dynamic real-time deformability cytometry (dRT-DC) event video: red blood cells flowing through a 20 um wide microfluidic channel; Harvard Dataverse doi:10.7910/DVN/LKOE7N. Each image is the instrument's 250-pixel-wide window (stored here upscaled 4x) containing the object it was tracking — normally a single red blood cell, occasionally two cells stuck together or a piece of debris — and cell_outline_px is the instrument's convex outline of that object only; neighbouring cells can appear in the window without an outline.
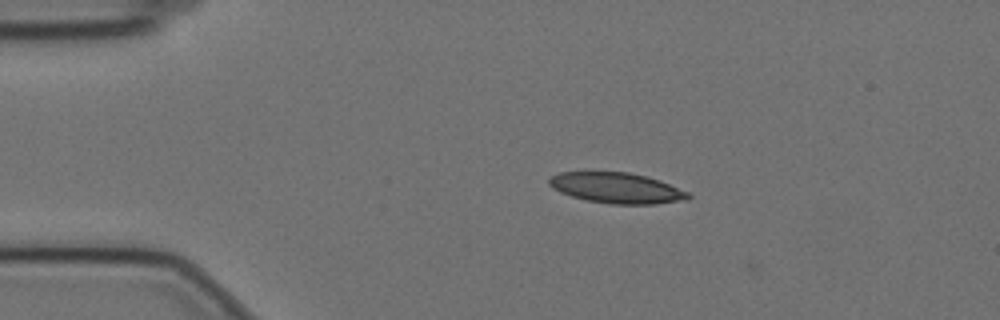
{"species": "Egyptian fruit bat (a non-hibernating species)", "species_latin": "Rousettus aegyptiacus", "temperature_condition": "cold", "stored_images_in_passage": 9, "camera_frame_rate_fps": 3000, "um_per_image_px": 0.085, "animal": {"sex": "female"}, "frame": {"image": 1, "passage_image": 4, "time_ms": 1.0, "image_size_px": [1000, 320], "cell_outline_px": [[692, 196], [688, 200], [656, 204], [608, 204], [588, 200], [572, 196], [560, 192], [552, 188], [548, 184], [548, 176], [560, 172], [628, 172], [660, 180], [688, 192]], "centroid_in_image_um": [52.41, 15.98], "position_along_channel_um": 32.6, "area_um2": 24.91}}